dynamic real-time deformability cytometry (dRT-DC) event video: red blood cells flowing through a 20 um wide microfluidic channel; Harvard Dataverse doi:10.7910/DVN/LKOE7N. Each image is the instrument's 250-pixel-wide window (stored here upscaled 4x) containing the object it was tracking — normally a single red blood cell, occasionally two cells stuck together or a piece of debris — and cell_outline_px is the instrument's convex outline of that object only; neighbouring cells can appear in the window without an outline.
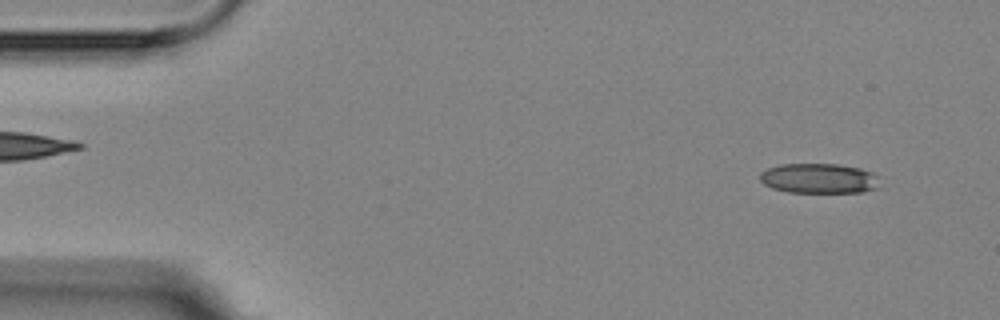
{"species": "Egyptian fruit bat (a non-hibernating species)", "species_latin": "Rousettus aegyptiacus", "temperature_condition": "room temperature", "stored_images_in_passage": 4, "camera_frame_rate_fps": 3000, "um_per_image_px": 0.085, "animal": {"sex": "female"}, "frame": {"image": 1, "passage_image": 1, "time_ms": 0.0, "image_size_px": [1000, 320], "cell_outline_px": [[880, 188], [860, 192], [788, 192], [772, 188], [764, 184], [760, 180], [760, 172], [768, 168], [780, 164], [836, 164], [860, 168], [872, 172], [880, 176]], "centroid_in_image_um": [69.66, 15.16], "position_along_channel_um": 15.3, "area_um2": 21.15}}
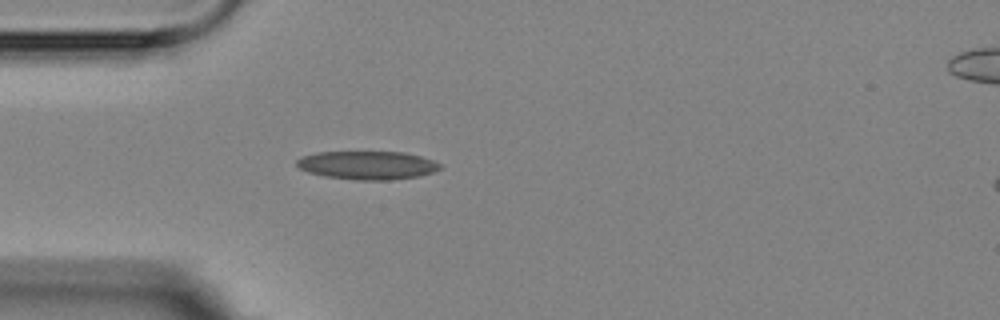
{"frame": {"image": 2, "passage_image": 4, "time_ms": 3.667, "image_size_px": [1000, 320], "cell_outline_px": [[444, 168], [420, 176], [388, 180], [356, 180], [324, 176], [308, 172], [300, 168], [296, 164], [296, 160], [304, 156], [316, 152], [404, 152], [420, 156], [432, 160], [440, 164]], "centroid_in_image_um": [31.24, 14.05], "position_along_channel_um": 53.8, "area_um2": 23.7}}